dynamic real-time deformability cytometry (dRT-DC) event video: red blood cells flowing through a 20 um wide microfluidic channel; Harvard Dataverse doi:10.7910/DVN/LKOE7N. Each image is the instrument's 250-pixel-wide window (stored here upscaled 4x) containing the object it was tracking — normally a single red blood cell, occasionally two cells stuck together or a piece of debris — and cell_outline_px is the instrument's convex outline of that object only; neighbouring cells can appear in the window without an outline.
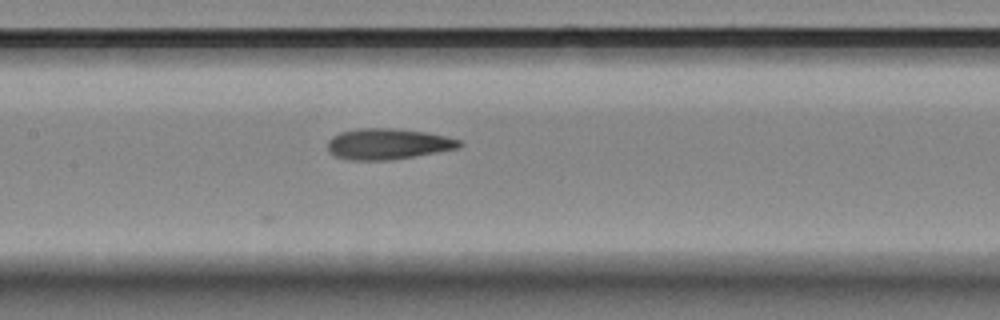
{"species": "Egyptian fruit bat (a non-hibernating species)", "species_latin": "Rousettus aegyptiacus", "temperature_condition": "room temperature", "stored_images_in_passage": 6, "camera_frame_rate_fps": 3000, "um_per_image_px": 0.085, "animal": {"sex": "female"}, "frame": {"image": 1, "passage_image": 6, "time_ms": 6.667, "image_size_px": [1000, 320], "cell_outline_px": [[464, 144], [460, 148], [388, 160], [348, 160], [336, 156], [328, 152], [328, 140], [332, 136], [340, 132], [356, 128], [396, 128], [424, 132], [444, 136], [460, 140]], "centroid_in_image_um": [32.94, 12.23], "position_along_channel_um": 174.5, "area_um2": 23.7}}